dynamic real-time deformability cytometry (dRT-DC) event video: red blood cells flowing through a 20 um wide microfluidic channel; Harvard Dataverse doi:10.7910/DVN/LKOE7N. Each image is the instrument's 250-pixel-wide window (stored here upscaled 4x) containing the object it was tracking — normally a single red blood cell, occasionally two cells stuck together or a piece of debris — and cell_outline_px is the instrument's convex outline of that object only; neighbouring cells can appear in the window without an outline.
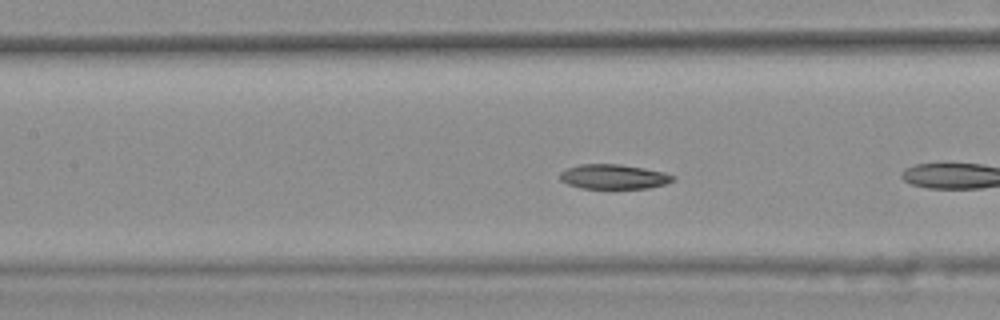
{"species": "common noctule bat (a hibernating species)", "species_latin": "Nyctalus noctula", "temperature_condition": "warm", "stored_images_in_passage": 9, "camera_frame_rate_fps": 3000, "um_per_image_px": 0.085, "animal": {"sex": "female", "body_mass_g": 25.1}, "frame": {"image": 1, "passage_image": 8, "time_ms": 2.333, "image_size_px": [1000, 320], "cell_outline_px": [[676, 176], [672, 180], [664, 184], [648, 188], [580, 188], [568, 184], [560, 180], [560, 172], [568, 168], [580, 164], [620, 164], [644, 168], [664, 172]], "centroid_in_image_um": [52.14, 15.01], "position_along_channel_um": 155.3, "area_um2": 16.13}}